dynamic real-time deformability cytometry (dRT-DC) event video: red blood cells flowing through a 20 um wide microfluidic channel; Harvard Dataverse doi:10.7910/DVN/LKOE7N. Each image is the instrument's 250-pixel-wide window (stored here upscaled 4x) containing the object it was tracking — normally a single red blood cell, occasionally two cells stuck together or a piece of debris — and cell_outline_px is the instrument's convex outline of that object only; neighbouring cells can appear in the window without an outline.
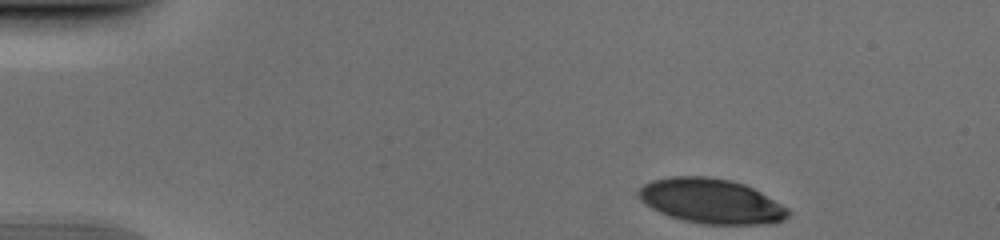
{"species": "human", "species_latin": "Homo sapiens", "temperature_condition": "cold", "stored_images_in_passage": 38, "camera_frame_rate_fps": 3000, "um_per_image_px": 0.085, "donor": {"sex": "male"}, "frame": {"image": 1, "passage_image": 1, "time_ms": 0.0, "image_size_px": [1000, 240], "cell_outline_px": [[792, 212], [784, 220], [768, 224], [700, 224], [668, 216], [652, 208], [640, 200], [636, 196], [636, 192], [644, 184], [652, 180], [668, 176], [708, 176], [732, 180], [744, 184], [760, 192], [788, 208]], "centroid_in_image_um": [60.43, 17.09], "position_along_channel_um": 24.6, "area_um2": 39.25}}
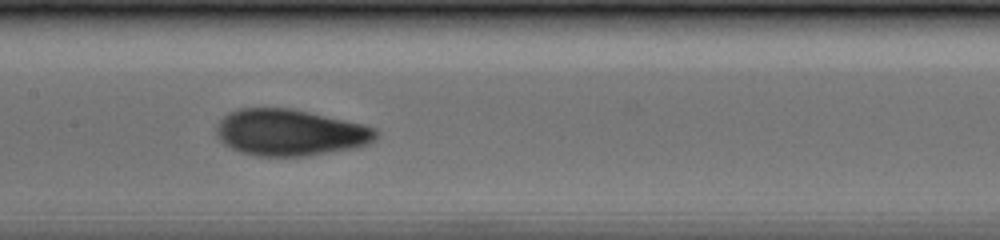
{"frame": {"image": 2, "passage_image": 20, "time_ms": 6.333, "image_size_px": [1000, 240], "cell_outline_px": [[380, 132], [376, 140], [368, 144], [356, 148], [308, 156], [256, 156], [240, 152], [224, 144], [216, 136], [216, 124], [228, 112], [240, 108], [288, 108], [308, 112], [364, 124], [376, 128]], "centroid_in_image_um": [24.67, 11.27], "position_along_channel_um": 182.7, "area_um2": 43.58}}
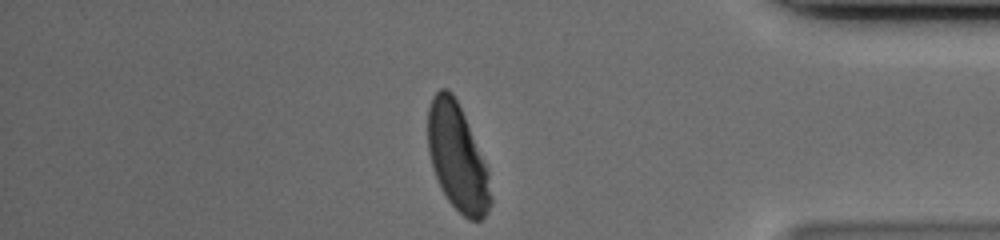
{"frame": {"image": 3, "passage_image": 38, "time_ms": 12.333, "image_size_px": [1000, 240], "cell_outline_px": [[492, 204], [488, 212], [480, 220], [468, 220], [448, 200], [440, 188], [428, 152], [428, 108], [432, 96], [440, 88], [448, 88], [452, 92], [464, 116], [488, 168], [492, 196]], "centroid_in_image_um": [38.89, 13.4], "position_along_channel_um": 396.3, "area_um2": 39.02}}